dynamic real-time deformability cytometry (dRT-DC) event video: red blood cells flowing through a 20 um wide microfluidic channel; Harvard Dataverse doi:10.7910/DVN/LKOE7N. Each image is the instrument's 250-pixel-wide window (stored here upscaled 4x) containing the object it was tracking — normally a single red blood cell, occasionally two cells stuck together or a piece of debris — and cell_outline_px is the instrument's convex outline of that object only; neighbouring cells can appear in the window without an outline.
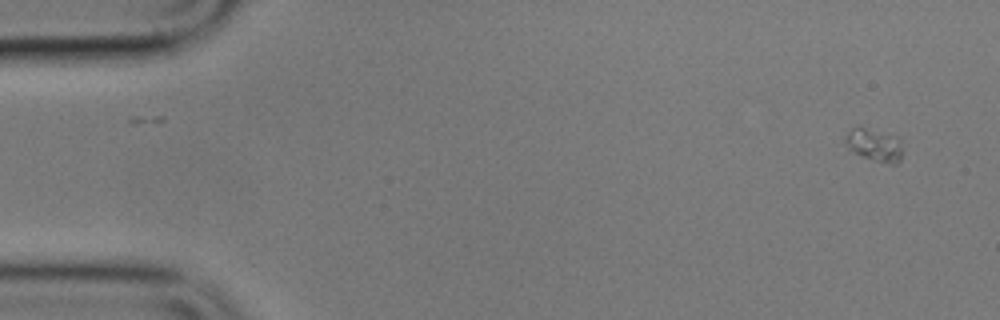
{"species": "common noctule bat (a hibernating species)", "species_latin": "Nyctalus noctula", "temperature_condition": "cold", "stored_images_in_passage": 6, "segment_of_instrument_passage": [1, 2], "camera_frame_rate_fps": 3000, "um_per_image_px": 0.085, "animal": {"sex": "male", "body_mass_g": 17.9}, "frame": {"image": 1, "passage_image": 1, "time_ms": 0.0, "image_size_px": [1000, 320], "cell_outline_px": [[900, 160], [896, 164], [892, 164], [876, 160], [864, 156], [848, 148], [844, 140], [844, 136], [852, 128], [860, 124], [900, 136]], "centroid_in_image_um": [74.31, 12.23], "position_along_channel_um": 10.7, "area_um2": 11.1}}
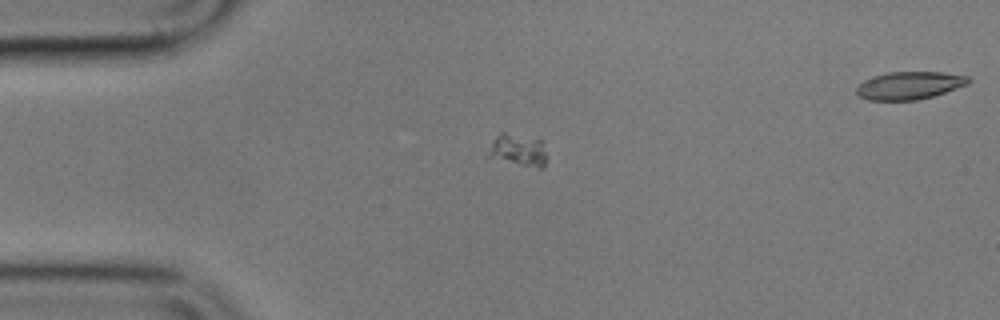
{"frame": {"image": 2, "passage_image": 4, "time_ms": 3.667, "image_size_px": [1000, 320], "cell_outline_px": [[548, 156], [544, 168], [540, 168], [488, 156], [488, 152], [496, 136], [500, 132], [504, 132], [544, 140]], "centroid_in_image_um": [44.15, 12.72], "position_along_channel_um": 40.8, "area_um2": 10.81}}